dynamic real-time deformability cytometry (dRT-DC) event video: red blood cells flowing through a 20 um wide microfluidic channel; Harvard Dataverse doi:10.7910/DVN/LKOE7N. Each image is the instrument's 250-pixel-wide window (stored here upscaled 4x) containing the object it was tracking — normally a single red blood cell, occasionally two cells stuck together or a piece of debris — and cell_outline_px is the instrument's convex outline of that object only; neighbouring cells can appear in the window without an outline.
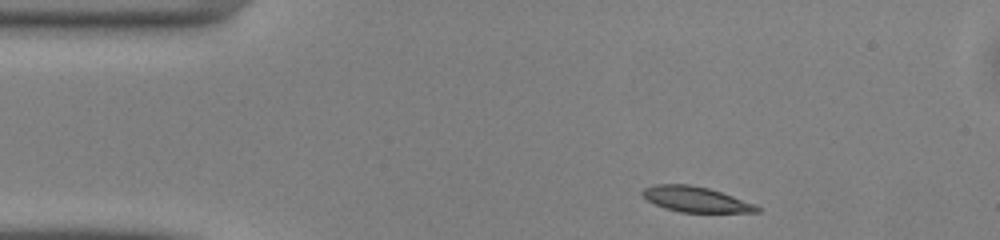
{"species": "common noctule bat (a hibernating species)", "species_latin": "Nyctalus noctula", "temperature_condition": "warm", "stored_images_in_passage": 42, "camera_frame_rate_fps": 3000, "um_per_image_px": 0.085, "animal": {"sex": "male", "body_mass_g": 13.0, "forearm_length_mm": 53.1}, "frame": {"image": 1, "passage_image": 1, "time_ms": 0.0, "image_size_px": [1000, 240], "cell_outline_px": [[760, 212], [680, 212], [664, 208], [648, 200], [640, 192], [644, 188], [656, 184], [688, 184], [708, 188], [756, 204], [760, 208]], "centroid_in_image_um": [59.13, 16.94], "position_along_channel_um": 25.9, "area_um2": 16.76}}
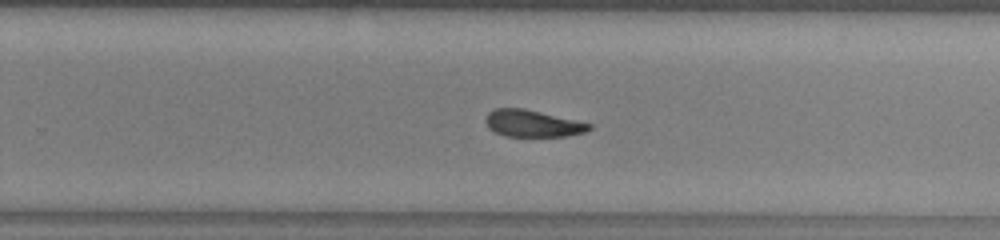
{"frame": {"image": 2, "passage_image": 24, "time_ms": 7.667, "image_size_px": [1000, 240], "cell_outline_px": [[592, 128], [584, 132], [564, 136], [504, 136], [488, 128], [484, 120], [488, 112], [496, 108], [524, 108], [576, 120], [592, 124]], "centroid_in_image_um": [45.24, 10.49], "position_along_channel_um": 284.6, "area_um2": 16.18}}
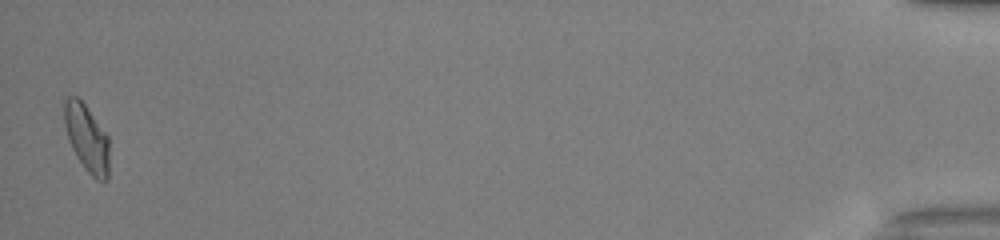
{"frame": {"image": 3, "passage_image": 42, "time_ms": 13.667, "image_size_px": [1000, 240], "cell_outline_px": [[108, 176], [104, 180], [96, 180], [88, 172], [76, 156], [68, 140], [64, 124], [60, 100], [68, 96], [76, 96], [84, 104], [108, 136]], "centroid_in_image_um": [7.31, 11.66], "position_along_channel_um": 427.9, "area_um2": 17.74}, "authors_computed_cell_mechanics": {"area_um2": 17.4845, "velocity_mm_per_s": 4.1199, "shape_relaxation_time_tau1_ms": 5.6811, "shape_relaxation_time_tau2_ms": null, "deformation_change_tau1": 0.1606, "deformation_change_tau2": null}}